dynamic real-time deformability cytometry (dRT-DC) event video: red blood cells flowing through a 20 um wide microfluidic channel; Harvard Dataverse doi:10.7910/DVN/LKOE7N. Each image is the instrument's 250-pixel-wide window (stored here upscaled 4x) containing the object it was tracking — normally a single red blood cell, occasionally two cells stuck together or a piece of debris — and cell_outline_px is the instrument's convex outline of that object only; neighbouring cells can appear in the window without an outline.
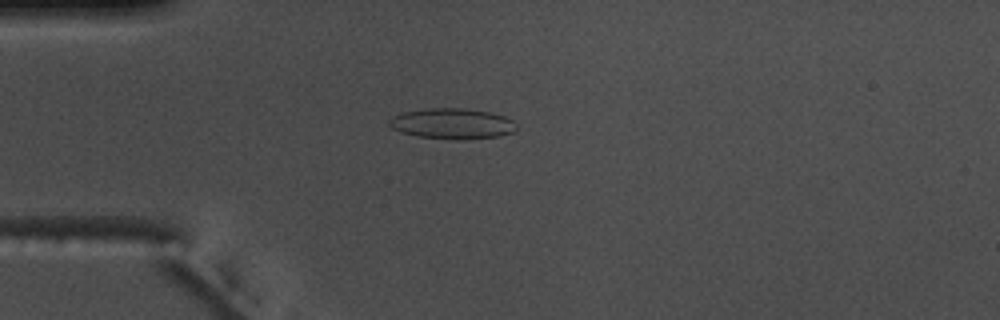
{"species": "common noctule bat (a hibernating species)", "species_latin": "Nyctalus noctula", "temperature_condition": "warm", "stored_images_in_passage": 55, "camera_frame_rate_fps": 3000, "um_per_image_px": 0.085, "animal": {"sex": "male", "body_mass_g": 17.5, "forearm_length_mm": 52.3}, "frame": {"image": 1, "passage_image": 15, "time_ms": 4.667, "image_size_px": [1000, 320], "cell_outline_px": [[516, 132], [500, 136], [460, 140], [456, 140], [416, 136], [400, 132], [392, 128], [388, 124], [388, 120], [392, 116], [404, 112], [432, 108], [464, 108], [488, 112], [504, 116], [512, 120], [516, 124]], "centroid_in_image_um": [38.44, 10.52], "position_along_channel_um": 46.6, "area_um2": 22.83}}
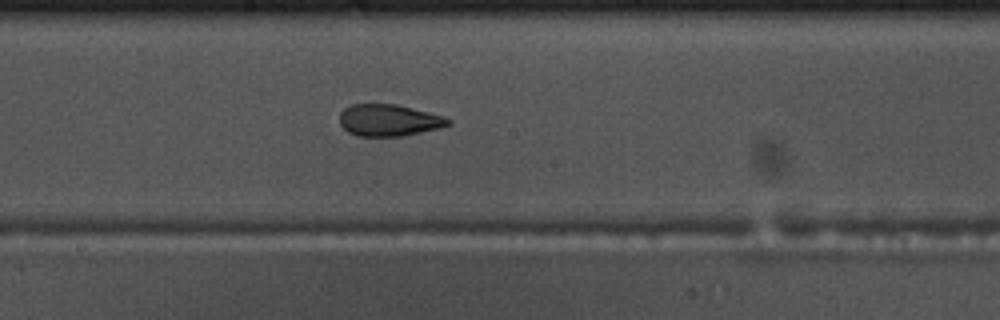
{"frame": {"image": 2, "passage_image": 30, "time_ms": 9.667, "image_size_px": [1000, 320], "cell_outline_px": [[452, 124], [440, 128], [404, 136], [356, 136], [348, 132], [340, 124], [340, 112], [344, 108], [352, 104], [396, 104], [444, 116], [452, 120]], "centroid_in_image_um": [33.07, 10.22], "position_along_channel_um": 215.1, "area_um2": 20.23}}
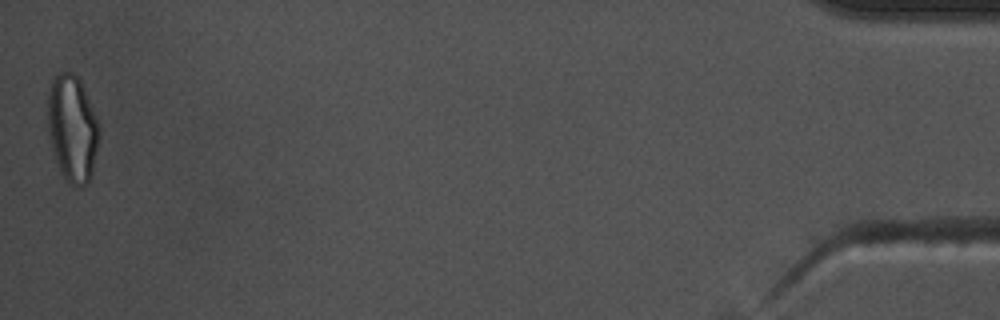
{"frame": {"image": 3, "passage_image": 55, "time_ms": 18.0, "image_size_px": [1000, 320], "cell_outline_px": [[96, 148], [92, 172], [88, 184], [80, 188], [76, 188], [68, 184], [60, 172], [52, 148], [48, 128], [48, 88], [52, 76], [56, 72], [72, 72], [80, 80], [96, 116]], "centroid_in_image_um": [6.1, 10.92], "position_along_channel_um": 429.1, "area_um2": 31.67}, "authors_computed_cell_mechanics": {"area_um2": 22.0218, "velocity_mm_per_s": 3.7116, "shape_relaxation_time_tau1_ms": 10.3474, "shape_relaxation_time_tau2_ms": 1.9971, "deformation_change_tau1": 0.2606, "deformation_change_tau2": 0.0831}}